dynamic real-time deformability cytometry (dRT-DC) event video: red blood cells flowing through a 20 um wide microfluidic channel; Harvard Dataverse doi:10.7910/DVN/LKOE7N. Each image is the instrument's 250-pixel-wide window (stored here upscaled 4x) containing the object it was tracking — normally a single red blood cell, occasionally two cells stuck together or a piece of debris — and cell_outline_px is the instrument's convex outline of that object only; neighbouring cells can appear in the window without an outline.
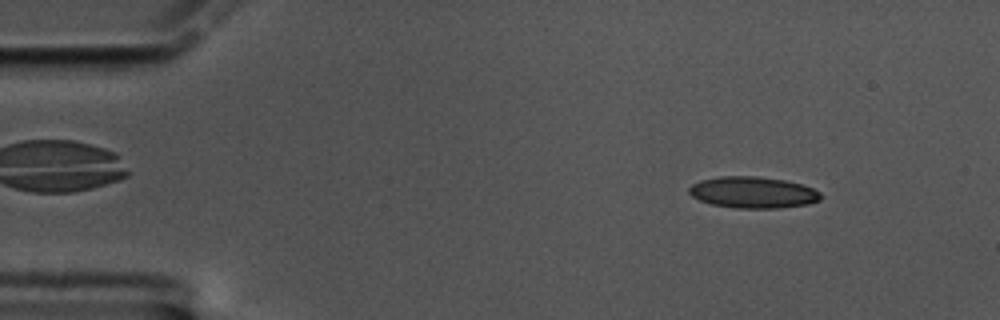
{"species": "common noctule bat (a hibernating species)", "species_latin": "Nyctalus noctula", "temperature_condition": "cold", "stored_images_in_passage": 58, "camera_frame_rate_fps": 3000, "um_per_image_px": 0.085, "animal": {"sex": "male", "body_mass_g": 17.5, "forearm_length_mm": 52.3}, "frame": {"image": 1, "passage_image": 6, "time_ms": 1.667, "image_size_px": [1000, 320], "cell_outline_px": [[820, 200], [808, 204], [780, 208], [736, 208], [712, 204], [700, 200], [692, 196], [688, 192], [688, 188], [692, 184], [700, 180], [720, 176], [756, 176], [784, 180], [800, 184], [812, 188], [820, 192]], "centroid_in_image_um": [63.98, 16.35], "position_along_channel_um": 21.0, "area_um2": 24.04}}
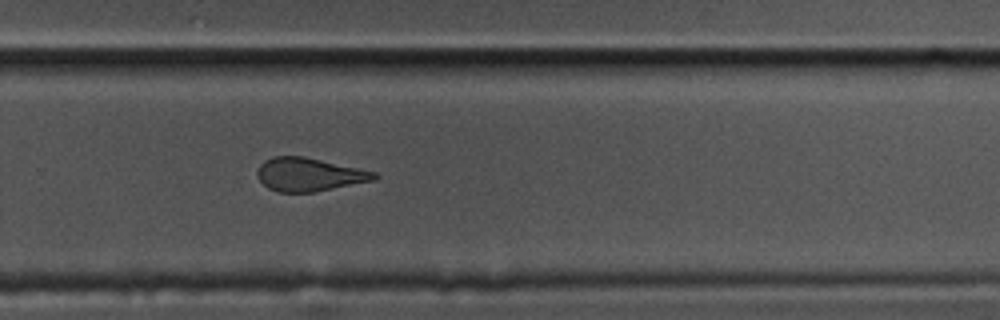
{"frame": {"image": 2, "passage_image": 38, "time_ms": 12.333, "image_size_px": [1000, 320], "cell_outline_px": [[380, 176], [376, 180], [312, 192], [280, 192], [268, 188], [256, 176], [256, 172], [260, 164], [264, 160], [272, 156], [304, 156], [376, 172]], "centroid_in_image_um": [26.26, 14.82], "position_along_channel_um": 303.5, "area_um2": 22.72}}
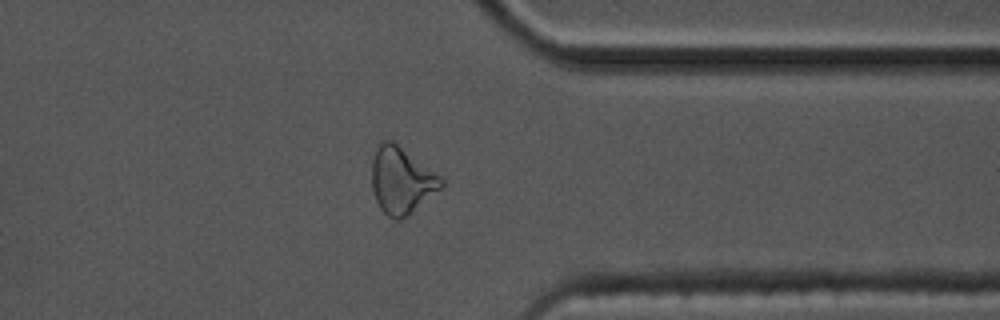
{"frame": {"image": 3, "passage_image": 45, "time_ms": 14.667, "image_size_px": [1000, 320], "cell_outline_px": [[444, 184], [440, 188], [404, 220], [396, 220], [388, 216], [380, 208], [376, 200], [372, 188], [372, 160], [376, 144], [380, 140], [392, 140], [440, 176], [444, 180]], "centroid_in_image_um": [34.09, 15.34], "position_along_channel_um": 377.3, "area_um2": 26.93}, "authors_computed_cell_mechanics": {"area_um2": 24.1315, "velocity_mm_per_s": 3.3991, "shape_relaxation_time_tau1_ms": 9.7952, "shape_relaxation_time_tau2_ms": 2.6582, "deformation_change_tau1": 0.2, "deformation_change_tau2": 0.1151}}